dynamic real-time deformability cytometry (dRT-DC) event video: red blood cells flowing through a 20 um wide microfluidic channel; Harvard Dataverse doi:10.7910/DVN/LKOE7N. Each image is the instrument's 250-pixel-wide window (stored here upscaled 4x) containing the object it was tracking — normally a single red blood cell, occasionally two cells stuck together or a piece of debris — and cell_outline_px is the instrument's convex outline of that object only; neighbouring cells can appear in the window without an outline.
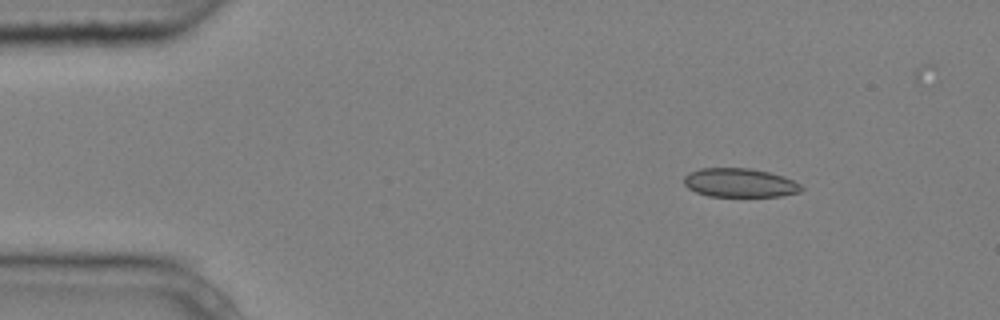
{"species": "common noctule bat (a hibernating species)", "species_latin": "Nyctalus noctula", "temperature_condition": "cold", "stored_images_in_passage": 3, "camera_frame_rate_fps": 3000, "um_per_image_px": 0.085, "animal": {"sex": "male", "body_mass_g": 20.4}, "frame": {"image": 1, "passage_image": 1, "time_ms": 0.0, "image_size_px": [1000, 320], "cell_outline_px": [[804, 188], [800, 192], [780, 196], [708, 196], [696, 192], [688, 188], [684, 184], [684, 176], [688, 172], [700, 168], [748, 168], [768, 172], [784, 176], [800, 184]], "centroid_in_image_um": [62.86, 15.53], "position_along_channel_um": 22.1, "area_um2": 19.77}}